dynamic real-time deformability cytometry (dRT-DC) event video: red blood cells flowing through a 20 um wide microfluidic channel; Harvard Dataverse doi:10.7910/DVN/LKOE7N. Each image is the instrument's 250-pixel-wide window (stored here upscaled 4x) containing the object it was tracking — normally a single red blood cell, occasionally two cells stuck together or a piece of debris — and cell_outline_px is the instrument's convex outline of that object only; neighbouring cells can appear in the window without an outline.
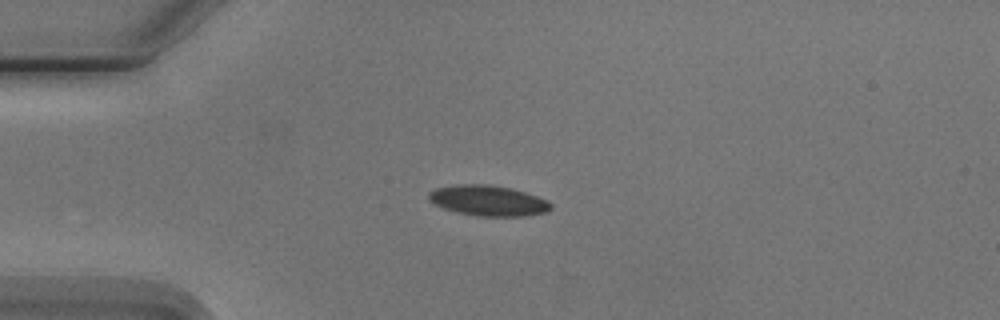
{"species": "Egyptian fruit bat (a non-hibernating species)", "species_latin": "Rousettus aegyptiacus", "temperature_condition": "cold", "stored_images_in_passage": 7, "camera_frame_rate_fps": 3000, "um_per_image_px": 0.085, "animal": {"sex": "male"}, "frame": {"image": 1, "passage_image": 3, "time_ms": 3.0, "image_size_px": [1000, 320], "cell_outline_px": [[552, 208], [548, 212], [528, 216], [476, 216], [456, 212], [444, 208], [428, 200], [428, 192], [436, 188], [456, 184], [488, 184], [508, 188], [524, 192], [548, 200], [552, 204]], "centroid_in_image_um": [41.5, 17.06], "position_along_channel_um": 43.5, "area_um2": 21.79}}
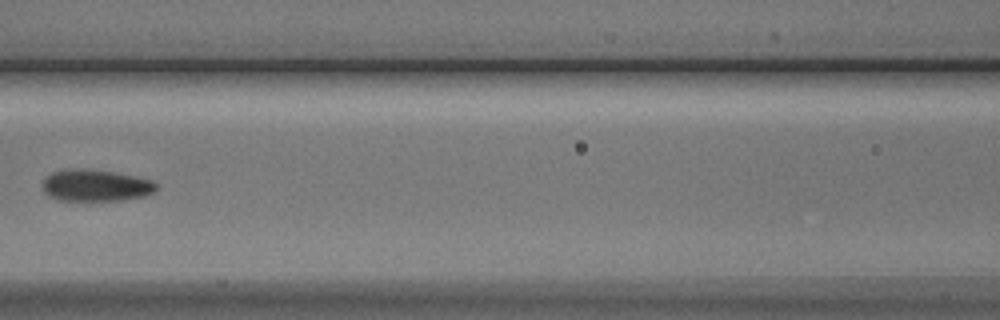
{"frame": {"image": 2, "passage_image": 6, "time_ms": 6.667, "image_size_px": [1000, 320], "cell_outline_px": [[156, 188], [152, 192], [144, 196], [120, 200], [60, 200], [48, 196], [44, 192], [44, 180], [52, 172], [84, 168], [112, 172], [136, 176], [152, 180], [156, 184]], "centroid_in_image_um": [8.14, 15.76], "position_along_channel_um": 158.5, "area_um2": 20.63}}
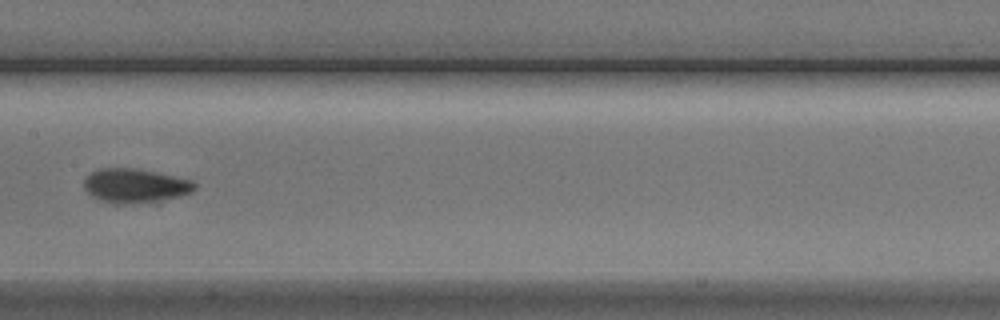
{"frame": {"image": 3, "passage_image": 7, "time_ms": 7.667, "image_size_px": [1000, 320], "cell_outline_px": [[196, 188], [192, 192], [180, 196], [124, 204], [112, 204], [96, 200], [84, 188], [84, 180], [92, 172], [100, 168], [136, 168], [176, 176], [192, 180], [196, 184]], "centroid_in_image_um": [11.46, 15.77], "position_along_channel_um": 195.9, "area_um2": 21.85}}